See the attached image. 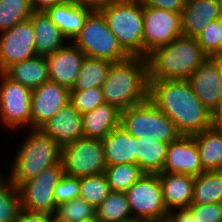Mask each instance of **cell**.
<instances>
[{"label":"cell","instance_id":"30bf717a","mask_svg":"<svg viewBox=\"0 0 222 222\" xmlns=\"http://www.w3.org/2000/svg\"><path fill=\"white\" fill-rule=\"evenodd\" d=\"M31 92L30 88L0 72V123L3 128L15 132L31 128Z\"/></svg>","mask_w":222,"mask_h":222},{"label":"cell","instance_id":"2e32d148","mask_svg":"<svg viewBox=\"0 0 222 222\" xmlns=\"http://www.w3.org/2000/svg\"><path fill=\"white\" fill-rule=\"evenodd\" d=\"M162 172L199 176L204 172L194 136L181 135L169 143Z\"/></svg>","mask_w":222,"mask_h":222},{"label":"cell","instance_id":"c3c4849f","mask_svg":"<svg viewBox=\"0 0 222 222\" xmlns=\"http://www.w3.org/2000/svg\"><path fill=\"white\" fill-rule=\"evenodd\" d=\"M49 222H64V221L57 220L55 217L51 216Z\"/></svg>","mask_w":222,"mask_h":222},{"label":"cell","instance_id":"484cf974","mask_svg":"<svg viewBox=\"0 0 222 222\" xmlns=\"http://www.w3.org/2000/svg\"><path fill=\"white\" fill-rule=\"evenodd\" d=\"M193 136L204 171H221L222 132L209 127Z\"/></svg>","mask_w":222,"mask_h":222},{"label":"cell","instance_id":"603a6c76","mask_svg":"<svg viewBox=\"0 0 222 222\" xmlns=\"http://www.w3.org/2000/svg\"><path fill=\"white\" fill-rule=\"evenodd\" d=\"M29 20L34 28L37 56L53 54L69 42L45 11H34Z\"/></svg>","mask_w":222,"mask_h":222},{"label":"cell","instance_id":"74e56055","mask_svg":"<svg viewBox=\"0 0 222 222\" xmlns=\"http://www.w3.org/2000/svg\"><path fill=\"white\" fill-rule=\"evenodd\" d=\"M80 194L79 178L64 174L54 189L55 204L59 205L75 198Z\"/></svg>","mask_w":222,"mask_h":222},{"label":"cell","instance_id":"52a82bcc","mask_svg":"<svg viewBox=\"0 0 222 222\" xmlns=\"http://www.w3.org/2000/svg\"><path fill=\"white\" fill-rule=\"evenodd\" d=\"M86 57L111 62L126 60L129 55L118 44L103 13L95 8L86 18L81 32L72 41Z\"/></svg>","mask_w":222,"mask_h":222},{"label":"cell","instance_id":"d590c367","mask_svg":"<svg viewBox=\"0 0 222 222\" xmlns=\"http://www.w3.org/2000/svg\"><path fill=\"white\" fill-rule=\"evenodd\" d=\"M70 102L83 115L105 103L101 87L70 90Z\"/></svg>","mask_w":222,"mask_h":222},{"label":"cell","instance_id":"1f68e13d","mask_svg":"<svg viewBox=\"0 0 222 222\" xmlns=\"http://www.w3.org/2000/svg\"><path fill=\"white\" fill-rule=\"evenodd\" d=\"M105 175L111 191L126 192L144 172L135 164L107 166Z\"/></svg>","mask_w":222,"mask_h":222},{"label":"cell","instance_id":"f6af8a7d","mask_svg":"<svg viewBox=\"0 0 222 222\" xmlns=\"http://www.w3.org/2000/svg\"><path fill=\"white\" fill-rule=\"evenodd\" d=\"M71 2H77V3H82V4H87L91 5L95 8H98L100 5L105 3L108 0H70Z\"/></svg>","mask_w":222,"mask_h":222},{"label":"cell","instance_id":"8992f818","mask_svg":"<svg viewBox=\"0 0 222 222\" xmlns=\"http://www.w3.org/2000/svg\"><path fill=\"white\" fill-rule=\"evenodd\" d=\"M120 125L135 138L155 139L168 144L181 136L175 123L149 98L122 110Z\"/></svg>","mask_w":222,"mask_h":222},{"label":"cell","instance_id":"4dcf8cb0","mask_svg":"<svg viewBox=\"0 0 222 222\" xmlns=\"http://www.w3.org/2000/svg\"><path fill=\"white\" fill-rule=\"evenodd\" d=\"M0 173V222H17L21 209L18 188Z\"/></svg>","mask_w":222,"mask_h":222},{"label":"cell","instance_id":"d6a6232c","mask_svg":"<svg viewBox=\"0 0 222 222\" xmlns=\"http://www.w3.org/2000/svg\"><path fill=\"white\" fill-rule=\"evenodd\" d=\"M33 12L29 0H0V32L28 20Z\"/></svg>","mask_w":222,"mask_h":222},{"label":"cell","instance_id":"e575fe53","mask_svg":"<svg viewBox=\"0 0 222 222\" xmlns=\"http://www.w3.org/2000/svg\"><path fill=\"white\" fill-rule=\"evenodd\" d=\"M53 217L64 222H82L96 218V209L78 197L57 205Z\"/></svg>","mask_w":222,"mask_h":222},{"label":"cell","instance_id":"3957f363","mask_svg":"<svg viewBox=\"0 0 222 222\" xmlns=\"http://www.w3.org/2000/svg\"><path fill=\"white\" fill-rule=\"evenodd\" d=\"M208 57L196 37L182 35L147 55L148 81L188 80Z\"/></svg>","mask_w":222,"mask_h":222},{"label":"cell","instance_id":"60d3db41","mask_svg":"<svg viewBox=\"0 0 222 222\" xmlns=\"http://www.w3.org/2000/svg\"><path fill=\"white\" fill-rule=\"evenodd\" d=\"M50 215L20 209L17 222H49Z\"/></svg>","mask_w":222,"mask_h":222},{"label":"cell","instance_id":"7dc6e473","mask_svg":"<svg viewBox=\"0 0 222 222\" xmlns=\"http://www.w3.org/2000/svg\"><path fill=\"white\" fill-rule=\"evenodd\" d=\"M222 54V19H221V28H220V55Z\"/></svg>","mask_w":222,"mask_h":222},{"label":"cell","instance_id":"cb8c5ba5","mask_svg":"<svg viewBox=\"0 0 222 222\" xmlns=\"http://www.w3.org/2000/svg\"><path fill=\"white\" fill-rule=\"evenodd\" d=\"M120 120L121 110L114 105L103 103L82 115L83 137L102 140L120 125Z\"/></svg>","mask_w":222,"mask_h":222},{"label":"cell","instance_id":"277c9868","mask_svg":"<svg viewBox=\"0 0 222 222\" xmlns=\"http://www.w3.org/2000/svg\"><path fill=\"white\" fill-rule=\"evenodd\" d=\"M26 133L12 164L8 166L7 177L17 188L61 161L62 147L52 137L41 129L30 128Z\"/></svg>","mask_w":222,"mask_h":222},{"label":"cell","instance_id":"7402d4cb","mask_svg":"<svg viewBox=\"0 0 222 222\" xmlns=\"http://www.w3.org/2000/svg\"><path fill=\"white\" fill-rule=\"evenodd\" d=\"M106 166L135 164L137 138L128 133L122 125L114 128L102 140Z\"/></svg>","mask_w":222,"mask_h":222},{"label":"cell","instance_id":"f546056e","mask_svg":"<svg viewBox=\"0 0 222 222\" xmlns=\"http://www.w3.org/2000/svg\"><path fill=\"white\" fill-rule=\"evenodd\" d=\"M99 222H136L125 192L111 191L96 208Z\"/></svg>","mask_w":222,"mask_h":222},{"label":"cell","instance_id":"5b68a950","mask_svg":"<svg viewBox=\"0 0 222 222\" xmlns=\"http://www.w3.org/2000/svg\"><path fill=\"white\" fill-rule=\"evenodd\" d=\"M98 9L122 49L129 56L144 57L143 5L138 0H108Z\"/></svg>","mask_w":222,"mask_h":222},{"label":"cell","instance_id":"8fae6325","mask_svg":"<svg viewBox=\"0 0 222 222\" xmlns=\"http://www.w3.org/2000/svg\"><path fill=\"white\" fill-rule=\"evenodd\" d=\"M63 175V165L60 161L43 170L37 177L23 182L18 187L21 208L53 216L57 206L54 200V189Z\"/></svg>","mask_w":222,"mask_h":222},{"label":"cell","instance_id":"f35d334b","mask_svg":"<svg viewBox=\"0 0 222 222\" xmlns=\"http://www.w3.org/2000/svg\"><path fill=\"white\" fill-rule=\"evenodd\" d=\"M196 222H222V203L191 204L187 207Z\"/></svg>","mask_w":222,"mask_h":222},{"label":"cell","instance_id":"9c48e42d","mask_svg":"<svg viewBox=\"0 0 222 222\" xmlns=\"http://www.w3.org/2000/svg\"><path fill=\"white\" fill-rule=\"evenodd\" d=\"M61 162L64 174L77 178L104 173L107 167L102 141L88 137L62 147Z\"/></svg>","mask_w":222,"mask_h":222},{"label":"cell","instance_id":"ee69618b","mask_svg":"<svg viewBox=\"0 0 222 222\" xmlns=\"http://www.w3.org/2000/svg\"><path fill=\"white\" fill-rule=\"evenodd\" d=\"M211 127L222 132V98L218 105L211 111Z\"/></svg>","mask_w":222,"mask_h":222},{"label":"cell","instance_id":"83f0119b","mask_svg":"<svg viewBox=\"0 0 222 222\" xmlns=\"http://www.w3.org/2000/svg\"><path fill=\"white\" fill-rule=\"evenodd\" d=\"M112 63L106 59L85 57L77 79L70 90L102 87Z\"/></svg>","mask_w":222,"mask_h":222},{"label":"cell","instance_id":"ac0fdd59","mask_svg":"<svg viewBox=\"0 0 222 222\" xmlns=\"http://www.w3.org/2000/svg\"><path fill=\"white\" fill-rule=\"evenodd\" d=\"M40 129L64 147L83 137L82 114L68 102Z\"/></svg>","mask_w":222,"mask_h":222},{"label":"cell","instance_id":"7c38bea8","mask_svg":"<svg viewBox=\"0 0 222 222\" xmlns=\"http://www.w3.org/2000/svg\"><path fill=\"white\" fill-rule=\"evenodd\" d=\"M182 35L181 13L143 6L144 57Z\"/></svg>","mask_w":222,"mask_h":222},{"label":"cell","instance_id":"d6986e66","mask_svg":"<svg viewBox=\"0 0 222 222\" xmlns=\"http://www.w3.org/2000/svg\"><path fill=\"white\" fill-rule=\"evenodd\" d=\"M221 19L219 0H186L181 12L184 36L196 37L209 22Z\"/></svg>","mask_w":222,"mask_h":222},{"label":"cell","instance_id":"bcb514c9","mask_svg":"<svg viewBox=\"0 0 222 222\" xmlns=\"http://www.w3.org/2000/svg\"><path fill=\"white\" fill-rule=\"evenodd\" d=\"M218 61L220 74L222 77V54L214 57Z\"/></svg>","mask_w":222,"mask_h":222},{"label":"cell","instance_id":"816d5d0a","mask_svg":"<svg viewBox=\"0 0 222 222\" xmlns=\"http://www.w3.org/2000/svg\"><path fill=\"white\" fill-rule=\"evenodd\" d=\"M220 11H221V19H222V0H219Z\"/></svg>","mask_w":222,"mask_h":222},{"label":"cell","instance_id":"d4e9b609","mask_svg":"<svg viewBox=\"0 0 222 222\" xmlns=\"http://www.w3.org/2000/svg\"><path fill=\"white\" fill-rule=\"evenodd\" d=\"M4 73L12 80L31 90L49 81L48 64L45 56H34L8 67Z\"/></svg>","mask_w":222,"mask_h":222},{"label":"cell","instance_id":"7a4b0ae2","mask_svg":"<svg viewBox=\"0 0 222 222\" xmlns=\"http://www.w3.org/2000/svg\"><path fill=\"white\" fill-rule=\"evenodd\" d=\"M105 103L125 110L148 99V62L146 57L129 56L113 62L102 84Z\"/></svg>","mask_w":222,"mask_h":222},{"label":"cell","instance_id":"ab89813d","mask_svg":"<svg viewBox=\"0 0 222 222\" xmlns=\"http://www.w3.org/2000/svg\"><path fill=\"white\" fill-rule=\"evenodd\" d=\"M145 7H155L181 13L186 0H138Z\"/></svg>","mask_w":222,"mask_h":222},{"label":"cell","instance_id":"ffe728a7","mask_svg":"<svg viewBox=\"0 0 222 222\" xmlns=\"http://www.w3.org/2000/svg\"><path fill=\"white\" fill-rule=\"evenodd\" d=\"M163 201L168 212L187 208L193 201L195 177L182 173L161 172L158 174Z\"/></svg>","mask_w":222,"mask_h":222},{"label":"cell","instance_id":"f1b7e54d","mask_svg":"<svg viewBox=\"0 0 222 222\" xmlns=\"http://www.w3.org/2000/svg\"><path fill=\"white\" fill-rule=\"evenodd\" d=\"M193 204L222 203V170L204 171L195 176Z\"/></svg>","mask_w":222,"mask_h":222},{"label":"cell","instance_id":"8d00e7d4","mask_svg":"<svg viewBox=\"0 0 222 222\" xmlns=\"http://www.w3.org/2000/svg\"><path fill=\"white\" fill-rule=\"evenodd\" d=\"M221 19L211 21L204 30L196 36L197 42L209 57L220 55Z\"/></svg>","mask_w":222,"mask_h":222},{"label":"cell","instance_id":"f907efd6","mask_svg":"<svg viewBox=\"0 0 222 222\" xmlns=\"http://www.w3.org/2000/svg\"><path fill=\"white\" fill-rule=\"evenodd\" d=\"M82 222H99V220L97 218H94V219H90V220H86Z\"/></svg>","mask_w":222,"mask_h":222},{"label":"cell","instance_id":"836d02e7","mask_svg":"<svg viewBox=\"0 0 222 222\" xmlns=\"http://www.w3.org/2000/svg\"><path fill=\"white\" fill-rule=\"evenodd\" d=\"M79 182V198L85 200L95 209L111 192L105 173L79 178Z\"/></svg>","mask_w":222,"mask_h":222},{"label":"cell","instance_id":"7bdbcfd3","mask_svg":"<svg viewBox=\"0 0 222 222\" xmlns=\"http://www.w3.org/2000/svg\"><path fill=\"white\" fill-rule=\"evenodd\" d=\"M70 0H29V3L34 11H46L54 5L63 4Z\"/></svg>","mask_w":222,"mask_h":222},{"label":"cell","instance_id":"4316f807","mask_svg":"<svg viewBox=\"0 0 222 222\" xmlns=\"http://www.w3.org/2000/svg\"><path fill=\"white\" fill-rule=\"evenodd\" d=\"M168 143L137 138L136 165L147 174H159L164 167Z\"/></svg>","mask_w":222,"mask_h":222},{"label":"cell","instance_id":"44dd1931","mask_svg":"<svg viewBox=\"0 0 222 222\" xmlns=\"http://www.w3.org/2000/svg\"><path fill=\"white\" fill-rule=\"evenodd\" d=\"M95 7L77 2H66L54 5L45 12L60 29L68 41L73 39L81 32L87 16Z\"/></svg>","mask_w":222,"mask_h":222},{"label":"cell","instance_id":"9a60e30c","mask_svg":"<svg viewBox=\"0 0 222 222\" xmlns=\"http://www.w3.org/2000/svg\"><path fill=\"white\" fill-rule=\"evenodd\" d=\"M196 97L211 112L222 98V77L218 61L208 57L188 78Z\"/></svg>","mask_w":222,"mask_h":222},{"label":"cell","instance_id":"b9f144b4","mask_svg":"<svg viewBox=\"0 0 222 222\" xmlns=\"http://www.w3.org/2000/svg\"><path fill=\"white\" fill-rule=\"evenodd\" d=\"M168 218L172 222H196L187 208L171 210L168 213Z\"/></svg>","mask_w":222,"mask_h":222},{"label":"cell","instance_id":"4fadbf2b","mask_svg":"<svg viewBox=\"0 0 222 222\" xmlns=\"http://www.w3.org/2000/svg\"><path fill=\"white\" fill-rule=\"evenodd\" d=\"M36 56L34 28L28 19L0 32V72Z\"/></svg>","mask_w":222,"mask_h":222},{"label":"cell","instance_id":"681fc988","mask_svg":"<svg viewBox=\"0 0 222 222\" xmlns=\"http://www.w3.org/2000/svg\"><path fill=\"white\" fill-rule=\"evenodd\" d=\"M156 222H172V221L167 217V218L161 219V220L156 221Z\"/></svg>","mask_w":222,"mask_h":222},{"label":"cell","instance_id":"5bb4252c","mask_svg":"<svg viewBox=\"0 0 222 222\" xmlns=\"http://www.w3.org/2000/svg\"><path fill=\"white\" fill-rule=\"evenodd\" d=\"M70 102V89L47 81L31 92V129H40Z\"/></svg>","mask_w":222,"mask_h":222},{"label":"cell","instance_id":"6da1fadb","mask_svg":"<svg viewBox=\"0 0 222 222\" xmlns=\"http://www.w3.org/2000/svg\"><path fill=\"white\" fill-rule=\"evenodd\" d=\"M148 82V98L175 123L181 135L193 136L211 127V112L196 97L188 80Z\"/></svg>","mask_w":222,"mask_h":222},{"label":"cell","instance_id":"ba28073f","mask_svg":"<svg viewBox=\"0 0 222 222\" xmlns=\"http://www.w3.org/2000/svg\"><path fill=\"white\" fill-rule=\"evenodd\" d=\"M125 193L136 222H156L168 217L158 174L144 173Z\"/></svg>","mask_w":222,"mask_h":222},{"label":"cell","instance_id":"e0dca14e","mask_svg":"<svg viewBox=\"0 0 222 222\" xmlns=\"http://www.w3.org/2000/svg\"><path fill=\"white\" fill-rule=\"evenodd\" d=\"M85 57L83 51L69 41L64 47L46 56L49 80L71 89Z\"/></svg>","mask_w":222,"mask_h":222}]
</instances>
